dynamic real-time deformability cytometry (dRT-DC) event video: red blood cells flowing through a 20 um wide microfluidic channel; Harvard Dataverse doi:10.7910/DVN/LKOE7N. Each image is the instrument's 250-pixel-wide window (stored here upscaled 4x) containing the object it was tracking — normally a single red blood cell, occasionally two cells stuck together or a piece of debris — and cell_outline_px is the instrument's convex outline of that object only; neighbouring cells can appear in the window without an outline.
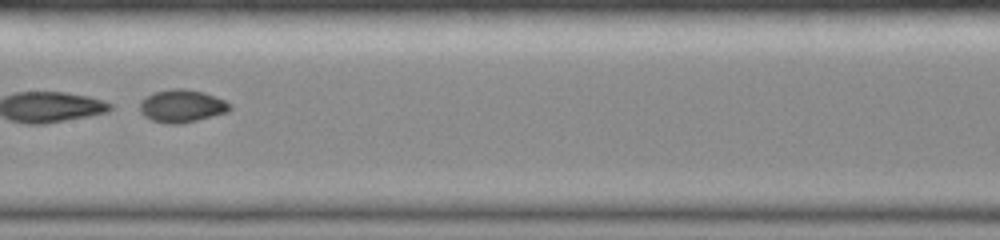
{"species": "common noctule bat (a hibernating species)", "species_latin": "Nyctalus noctula", "temperature_condition": "room temperature", "stored_images_in_passage": 42, "camera_frame_rate_fps": 3000, "um_per_image_px": 0.085, "animal": {"sex": "female", "body_mass_g": 19.0, "forearm_length_mm": 51.5}, "frame": {"image": 1, "passage_image": 22, "time_ms": 7.0, "image_size_px": [1000, 240], "cell_outline_px": [[232, 108], [228, 112], [180, 124], [168, 124], [152, 120], [144, 116], [140, 112], [140, 100], [156, 92], [172, 88], [184, 88], [204, 92], [224, 100]], "centroid_in_image_um": [15.44, 9.01], "position_along_channel_um": 192.0, "area_um2": 17.05}}